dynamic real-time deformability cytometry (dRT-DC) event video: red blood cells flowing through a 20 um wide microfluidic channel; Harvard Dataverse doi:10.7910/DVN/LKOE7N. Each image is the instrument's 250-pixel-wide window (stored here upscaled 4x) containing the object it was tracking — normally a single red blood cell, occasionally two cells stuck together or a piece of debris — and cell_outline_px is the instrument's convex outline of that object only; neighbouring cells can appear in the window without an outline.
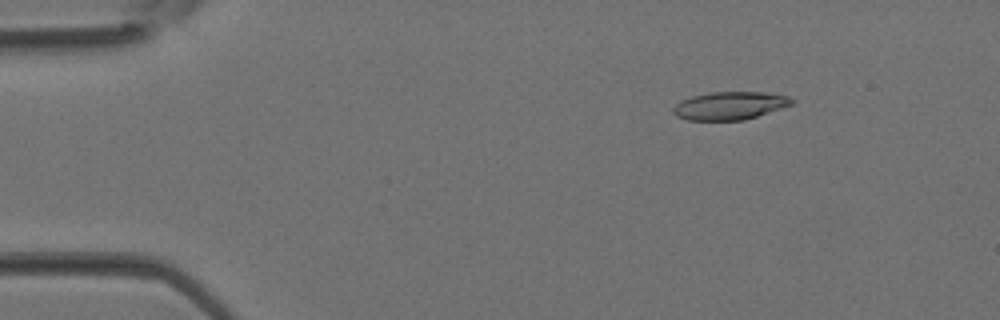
{"species": "Egyptian fruit bat (a non-hibernating species)", "species_latin": "Rousettus aegyptiacus", "temperature_condition": "room temperature", "stored_images_in_passage": 4, "camera_frame_rate_fps": 3000, "um_per_image_px": 0.085, "animal": {"sex": "female"}, "frame": {"image": 1, "passage_image": 2, "time_ms": 0.333, "image_size_px": [1000, 320], "cell_outline_px": [[796, 100], [792, 104], [744, 120], [688, 120], [676, 116], [672, 112], [672, 108], [680, 100], [692, 96], [708, 92], [768, 92], [788, 96]], "centroid_in_image_um": [62.01, 8.97], "position_along_channel_um": 23.0, "area_um2": 19.36}}
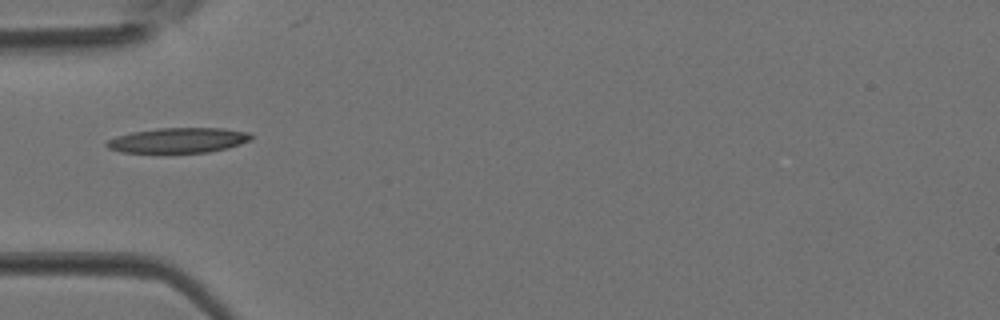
{"frame": {"image": 2, "passage_image": 4, "time_ms": 1.0, "image_size_px": [1000, 320], "cell_outline_px": [[252, 140], [228, 148], [208, 152], [120, 152], [108, 148], [104, 144], [108, 140], [116, 136], [132, 132], [156, 128], [224, 128], [248, 132], [252, 136]], "centroid_in_image_um": [15.16, 11.92], "position_along_channel_um": 69.8, "area_um2": 21.1}}